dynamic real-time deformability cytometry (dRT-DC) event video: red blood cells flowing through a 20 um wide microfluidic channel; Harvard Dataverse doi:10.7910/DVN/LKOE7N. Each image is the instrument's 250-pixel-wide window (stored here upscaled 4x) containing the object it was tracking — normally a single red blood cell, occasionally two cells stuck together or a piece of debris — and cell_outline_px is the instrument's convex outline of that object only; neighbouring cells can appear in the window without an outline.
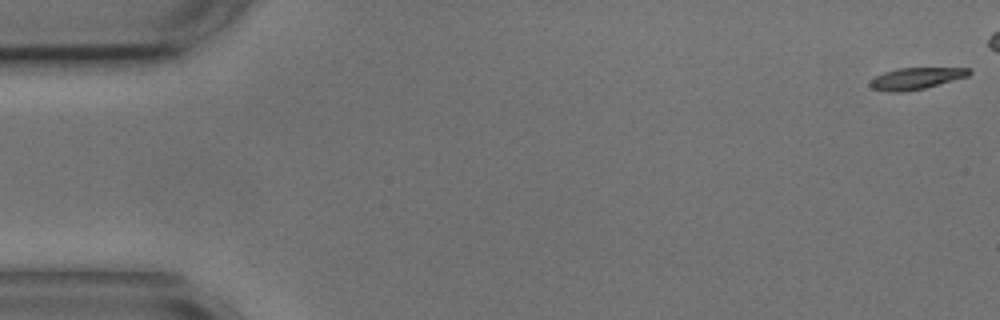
{"species": "common noctule bat (a hibernating species)", "species_latin": "Nyctalus noctula", "temperature_condition": "cold", "stored_images_in_passage": 7, "camera_frame_rate_fps": 3000, "um_per_image_px": 0.085, "animal": {"sex": "male", "body_mass_g": 17.9, "forearm_length_mm": 54.2}, "frame": {"image": 1, "passage_image": 1, "time_ms": 0.0, "image_size_px": [1000, 320], "cell_outline_px": [[972, 72], [968, 76], [924, 88], [900, 92], [888, 92], [872, 88], [868, 84], [876, 76], [884, 72], [900, 68], [972, 68]], "centroid_in_image_um": [77.87, 6.66], "position_along_channel_um": 7.1, "area_um2": 12.31}}